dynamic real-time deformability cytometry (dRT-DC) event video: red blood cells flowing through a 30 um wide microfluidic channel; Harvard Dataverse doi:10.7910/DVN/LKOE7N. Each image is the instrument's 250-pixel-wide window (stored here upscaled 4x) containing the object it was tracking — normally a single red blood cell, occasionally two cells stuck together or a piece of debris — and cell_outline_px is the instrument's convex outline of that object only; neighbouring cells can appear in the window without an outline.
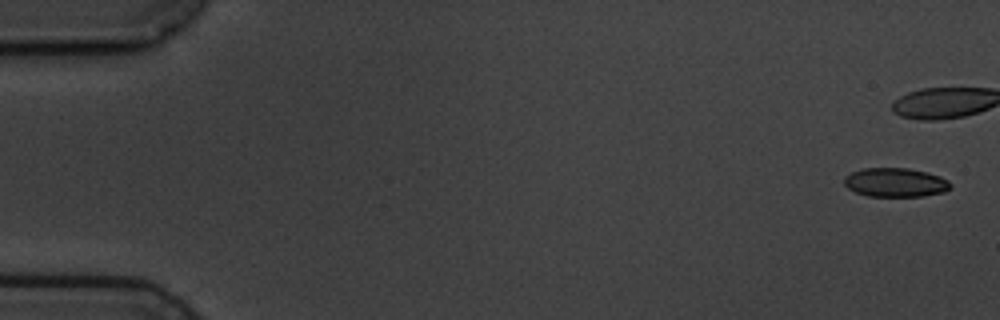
{"species": "common noctule bat (a hibernating species)", "species_latin": "Nyctalus noctula", "temperature_condition": "cold", "stored_images_in_passage": 5, "camera_frame_rate_fps": 3000, "um_per_image_px": 0.085, "animal": {"sex": "male", "body_mass_g": 19.5, "forearm_length_mm": 54.6}, "frame": {"image": 1, "passage_image": 1, "time_ms": 0.0, "image_size_px": [1000, 320], "cell_outline_px": [[952, 188], [944, 192], [924, 196], [868, 196], [856, 192], [848, 188], [844, 184], [844, 176], [852, 172], [864, 168], [908, 168], [928, 172], [940, 176], [948, 180], [952, 184]], "centroid_in_image_um": [76.14, 15.5], "position_along_channel_um": 8.9, "area_um2": 18.09}}